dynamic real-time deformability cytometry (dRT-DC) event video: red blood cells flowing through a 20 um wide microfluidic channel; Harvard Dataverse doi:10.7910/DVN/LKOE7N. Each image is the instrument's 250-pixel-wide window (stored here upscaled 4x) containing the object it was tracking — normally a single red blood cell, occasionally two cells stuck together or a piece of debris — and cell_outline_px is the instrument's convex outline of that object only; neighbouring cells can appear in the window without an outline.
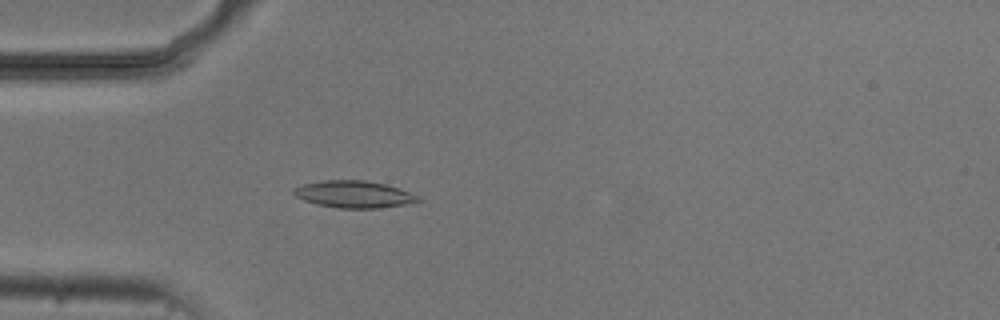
{"species": "common noctule bat (a hibernating species)", "species_latin": "Nyctalus noctula", "temperature_condition": "cold", "stored_images_in_passage": 4, "camera_frame_rate_fps": 3000, "um_per_image_px": 0.085, "animal": {"sex": "male", "body_mass_g": 20.5, "forearm_length_mm": 52.5}, "frame": {"image": 1, "passage_image": 4, "time_ms": 3.667, "image_size_px": [1000, 320], "cell_outline_px": [[424, 200], [412, 204], [380, 208], [336, 208], [304, 200], [296, 196], [292, 192], [296, 188], [304, 184], [324, 180], [364, 180], [384, 184], [420, 196]], "centroid_in_image_um": [30.16, 16.53], "position_along_channel_um": 54.8, "area_um2": 19.48}}